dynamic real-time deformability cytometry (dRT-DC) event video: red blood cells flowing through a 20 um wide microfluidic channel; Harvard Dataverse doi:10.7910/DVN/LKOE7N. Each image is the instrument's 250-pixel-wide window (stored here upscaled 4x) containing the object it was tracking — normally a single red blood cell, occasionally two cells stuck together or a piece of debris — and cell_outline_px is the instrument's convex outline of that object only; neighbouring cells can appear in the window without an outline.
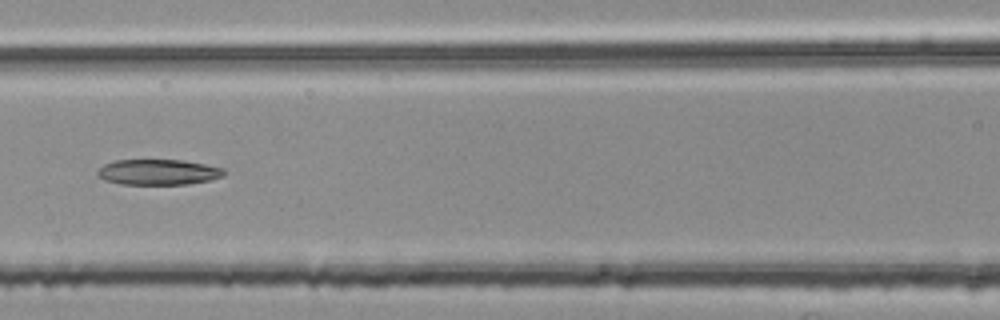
{"species": "common noctule bat (a hibernating species)", "species_latin": "Nyctalus noctula", "temperature_condition": "room temperature", "stored_images_in_passage": 6, "camera_frame_rate_fps": 3000, "um_per_image_px": 0.085, "animal": {"sex": "female", "body_mass_g": 25.1}, "frame": {"image": 1, "passage_image": 6, "time_ms": 1.667, "image_size_px": [1000, 320], "cell_outline_px": [[224, 176], [212, 180], [188, 184], [120, 184], [104, 180], [96, 176], [96, 172], [104, 164], [116, 160], [184, 160], [224, 168]], "centroid_in_image_um": [13.44, 14.63], "position_along_channel_um": 153.2, "area_um2": 18.96}}